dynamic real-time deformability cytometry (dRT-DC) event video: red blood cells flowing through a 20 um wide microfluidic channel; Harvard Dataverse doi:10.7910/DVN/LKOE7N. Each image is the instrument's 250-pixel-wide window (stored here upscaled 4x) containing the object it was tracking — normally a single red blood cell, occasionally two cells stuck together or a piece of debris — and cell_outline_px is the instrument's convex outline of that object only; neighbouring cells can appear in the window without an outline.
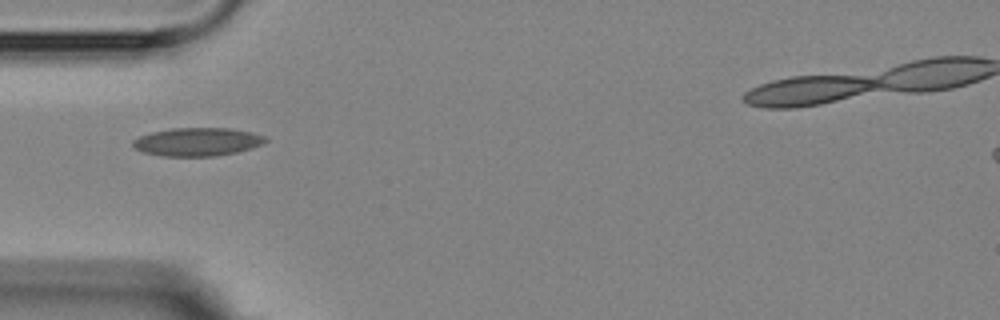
{"species": "Egyptian fruit bat (a non-hibernating species)", "species_latin": "Rousettus aegyptiacus", "temperature_condition": "room temperature", "stored_images_in_passage": 6, "camera_frame_rate_fps": 3000, "um_per_image_px": 0.085, "animal": {"sex": "female"}, "frame": {"image": 1, "passage_image": 1, "time_ms": 0.0, "image_size_px": [1000, 320], "cell_outline_px": [[268, 140], [252, 148], [236, 152], [216, 156], [160, 156], [144, 152], [136, 148], [132, 144], [132, 140], [140, 136], [152, 132], [172, 128], [232, 128], [252, 132], [264, 136]], "centroid_in_image_um": [16.78, 12.05], "position_along_channel_um": 68.2, "area_um2": 21.79}}
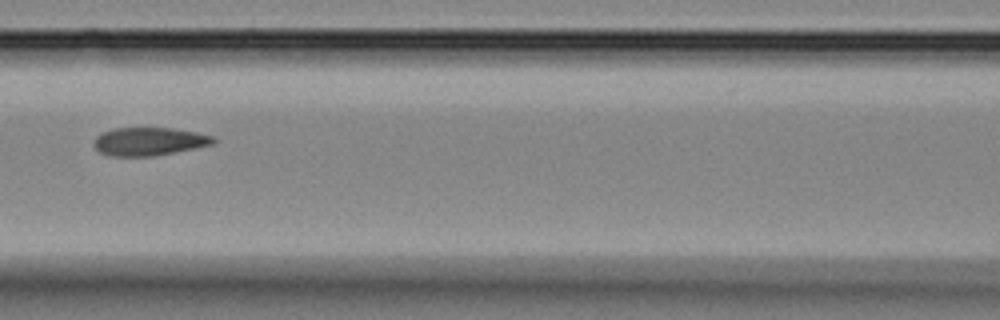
{"frame": {"image": 2, "passage_image": 3, "time_ms": 2.333, "image_size_px": [1000, 320], "cell_outline_px": [[216, 140], [212, 144], [196, 148], [152, 156], [108, 156], [100, 152], [92, 144], [96, 136], [100, 132], [116, 128], [172, 128], [196, 132], [212, 136]], "centroid_in_image_um": [12.63, 12.02], "position_along_channel_um": 154.0, "area_um2": 19.59}}
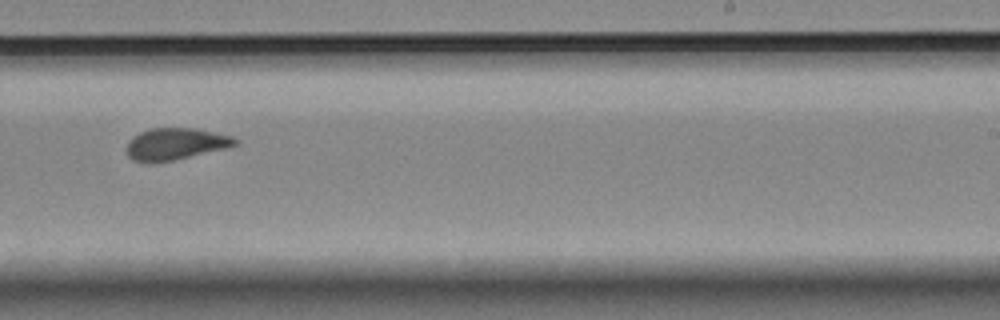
{"frame": {"image": 3, "passage_image": 6, "time_ms": 5.667, "image_size_px": [1000, 320], "cell_outline_px": [[240, 140], [236, 144], [228, 148], [172, 160], [152, 164], [148, 164], [132, 160], [128, 156], [128, 140], [132, 136], [140, 132], [152, 128], [196, 128], [232, 136]], "centroid_in_image_um": [14.91, 12.24], "position_along_channel_um": 274.1, "area_um2": 20.29}}